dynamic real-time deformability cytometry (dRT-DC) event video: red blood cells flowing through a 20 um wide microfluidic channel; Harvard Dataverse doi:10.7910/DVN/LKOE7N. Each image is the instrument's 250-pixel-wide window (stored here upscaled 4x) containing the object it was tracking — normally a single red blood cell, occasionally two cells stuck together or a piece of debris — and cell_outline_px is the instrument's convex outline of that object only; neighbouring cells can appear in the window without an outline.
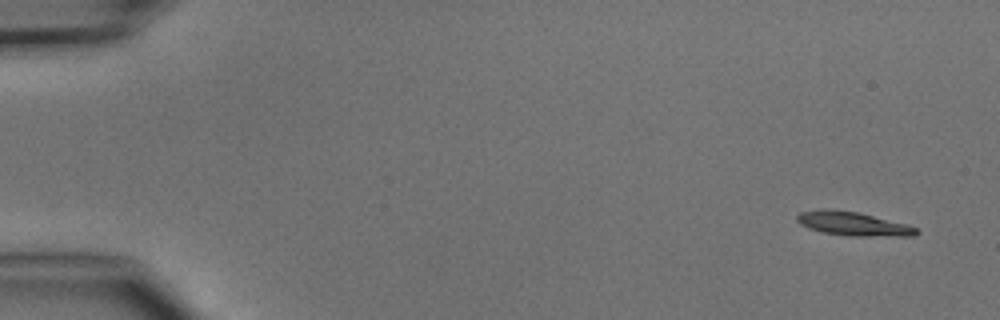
{"species": "common noctule bat (a hibernating species)", "species_latin": "Nyctalus noctula", "temperature_condition": "cold", "stored_images_in_passage": 4, "camera_frame_rate_fps": 3000, "um_per_image_px": 0.085, "animal": {"sex": "male", "body_mass_g": 15.6}, "frame": {"image": 1, "passage_image": 1, "time_ms": 0.0, "image_size_px": [1000, 320], "cell_outline_px": [[920, 232], [916, 236], [848, 236], [824, 232], [808, 228], [800, 224], [796, 220], [796, 216], [800, 212], [824, 208], [828, 208], [856, 212], [908, 224], [920, 228]], "centroid_in_image_um": [72.55, 19.02], "position_along_channel_um": 12.4, "area_um2": 16.76}}
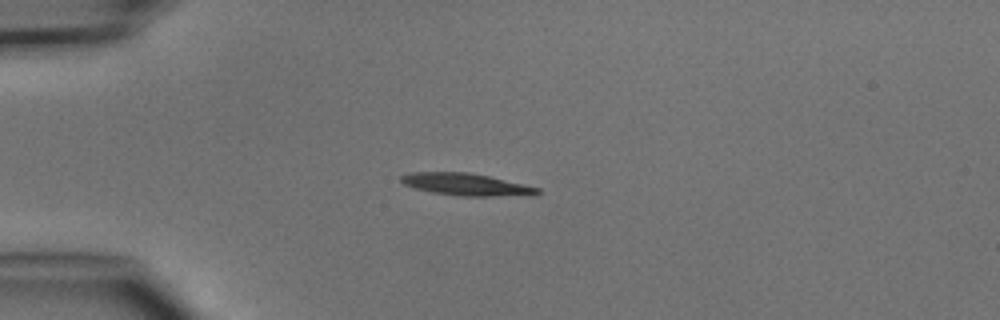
{"frame": {"image": 2, "passage_image": 4, "time_ms": 3.333, "image_size_px": [1000, 320], "cell_outline_px": [[540, 192], [532, 196], [460, 196], [432, 192], [416, 188], [404, 184], [400, 180], [400, 176], [408, 172], [468, 172], [488, 176], [524, 184], [540, 188]], "centroid_in_image_um": [39.66, 15.68], "position_along_channel_um": 45.3, "area_um2": 17.69}}